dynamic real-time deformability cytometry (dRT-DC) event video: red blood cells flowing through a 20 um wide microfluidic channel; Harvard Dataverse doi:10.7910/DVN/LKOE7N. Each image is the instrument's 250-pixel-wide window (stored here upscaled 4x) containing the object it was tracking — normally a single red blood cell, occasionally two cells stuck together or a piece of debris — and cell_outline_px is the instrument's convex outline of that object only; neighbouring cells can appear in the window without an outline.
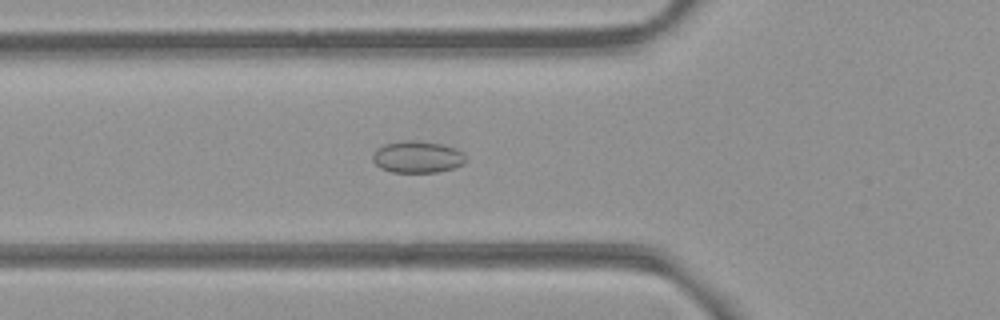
{"species": "common noctule bat (a hibernating species)", "species_latin": "Nyctalus noctula", "temperature_condition": "room temperature", "stored_images_in_passage": 54, "camera_frame_rate_fps": 3000, "um_per_image_px": 0.085, "animal": {"sex": "female", "body_mass_g": 21.9}, "frame": {"image": 1, "passage_image": 20, "time_ms": 6.333, "image_size_px": [1000, 320], "cell_outline_px": [[468, 160], [464, 164], [452, 168], [436, 172], [392, 172], [380, 168], [372, 160], [372, 156], [376, 148], [384, 144], [404, 140], [416, 140], [444, 144], [456, 148], [464, 152]], "centroid_in_image_um": [35.5, 13.33], "position_along_channel_um": 90.3, "area_um2": 17.57}}
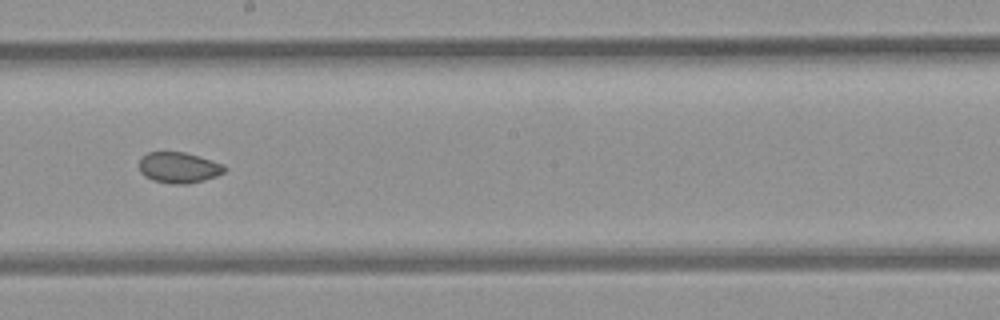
{"frame": {"image": 2, "passage_image": 31, "time_ms": 10.0, "image_size_px": [1000, 320], "cell_outline_px": [[228, 168], [224, 172], [216, 176], [204, 180], [188, 184], [172, 184], [152, 180], [144, 176], [140, 172], [140, 156], [148, 152], [184, 152], [200, 156], [224, 164]], "centroid_in_image_um": [15.21, 14.24], "position_along_channel_um": 233.0, "area_um2": 15.55}}
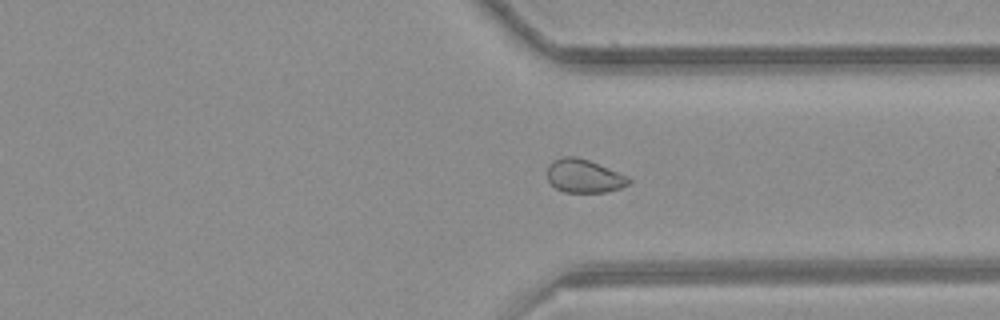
{"frame": {"image": 3, "passage_image": 41, "time_ms": 13.333, "image_size_px": [1000, 320], "cell_outline_px": [[632, 180], [628, 184], [620, 188], [604, 192], [564, 192], [556, 188], [548, 180], [548, 164], [552, 160], [564, 156], [576, 156], [588, 160], [628, 176]], "centroid_in_image_um": [49.63, 14.95], "position_along_channel_um": 361.8, "area_um2": 15.78}, "authors_computed_cell_mechanics": {"area_um2": 17.7446, "velocity_mm_per_s": 3.87, "shape_relaxation_time_tau1_ms": null, "shape_relaxation_time_tau2_ms": 3.8571, "deformation_change_tau1": null, "deformation_change_tau2": 0.0572}}